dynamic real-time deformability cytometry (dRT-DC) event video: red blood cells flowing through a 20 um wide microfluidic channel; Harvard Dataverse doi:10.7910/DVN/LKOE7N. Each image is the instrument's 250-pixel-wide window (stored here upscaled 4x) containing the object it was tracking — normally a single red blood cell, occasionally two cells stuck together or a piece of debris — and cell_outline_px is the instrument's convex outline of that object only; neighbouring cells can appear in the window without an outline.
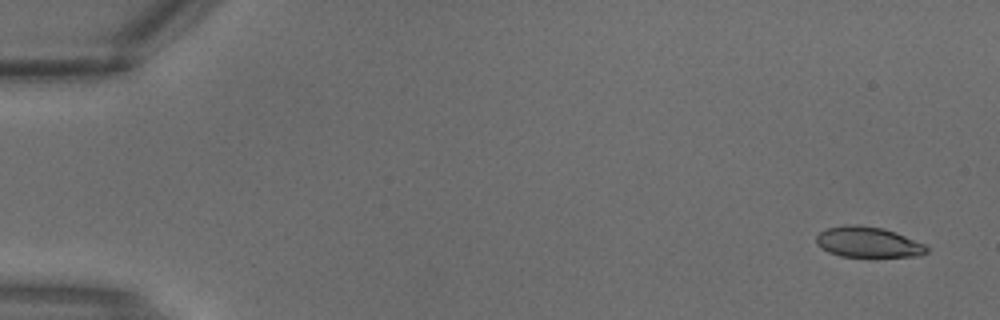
{"species": "common noctule bat (a hibernating species)", "species_latin": "Nyctalus noctula", "temperature_condition": "warm", "stored_images_in_passage": 3, "camera_frame_rate_fps": 3000, "um_per_image_px": 0.085, "animal": {"sex": "male", "body_mass_g": 18.8}, "frame": {"image": 1, "passage_image": 1, "time_ms": 0.0, "image_size_px": [1000, 320], "cell_outline_px": [[928, 252], [920, 256], [840, 256], [828, 252], [820, 248], [816, 244], [816, 236], [820, 232], [828, 228], [852, 224], [856, 224], [884, 228], [896, 232], [924, 244], [928, 248]], "centroid_in_image_um": [73.77, 20.58], "position_along_channel_um": 11.2, "area_um2": 19.59}}
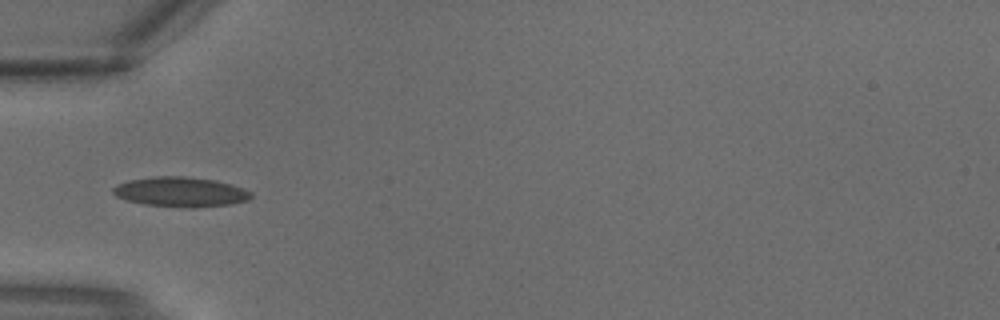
{"frame": {"image": 2, "passage_image": 3, "time_ms": 0.667, "image_size_px": [1000, 320], "cell_outline_px": [[252, 196], [248, 200], [232, 204], [192, 208], [180, 208], [144, 204], [128, 200], [116, 196], [112, 192], [112, 188], [116, 184], [128, 180], [152, 176], [188, 176], [216, 180], [232, 184], [252, 192]], "centroid_in_image_um": [15.35, 16.31], "position_along_channel_um": 69.6, "area_um2": 24.33}}